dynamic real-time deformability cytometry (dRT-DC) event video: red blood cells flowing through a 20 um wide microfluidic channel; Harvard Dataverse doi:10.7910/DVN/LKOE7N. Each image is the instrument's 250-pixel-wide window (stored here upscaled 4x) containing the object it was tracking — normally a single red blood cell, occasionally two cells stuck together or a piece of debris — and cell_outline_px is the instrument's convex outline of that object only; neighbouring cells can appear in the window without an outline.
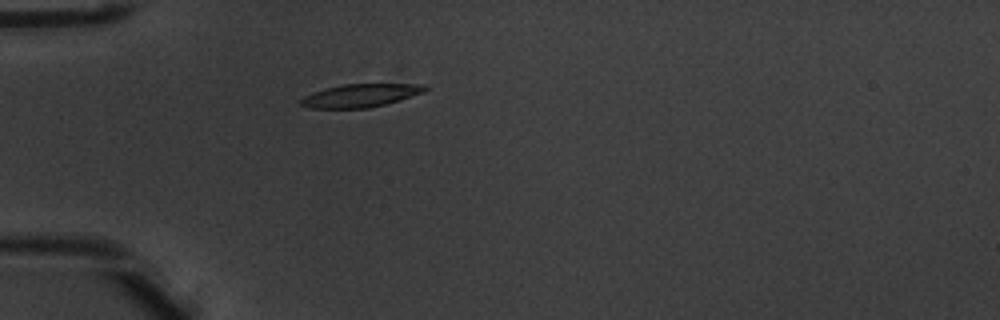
{"species": "common noctule bat (a hibernating species)", "species_latin": "Nyctalus noctula", "temperature_condition": "warm", "stored_images_in_passage": 3, "camera_frame_rate_fps": 3000, "um_per_image_px": 0.085, "animal": {"sex": "male", "body_mass_g": 20.1, "forearm_length_mm": 53.5}, "frame": {"image": 1, "passage_image": 3, "time_ms": 0.667, "image_size_px": [1000, 320], "cell_outline_px": [[428, 88], [424, 92], [384, 104], [368, 108], [308, 108], [300, 104], [300, 100], [304, 96], [312, 92], [324, 88], [344, 84], [428, 84]], "centroid_in_image_um": [30.61, 8.11], "position_along_channel_um": 54.4, "area_um2": 16.65}}